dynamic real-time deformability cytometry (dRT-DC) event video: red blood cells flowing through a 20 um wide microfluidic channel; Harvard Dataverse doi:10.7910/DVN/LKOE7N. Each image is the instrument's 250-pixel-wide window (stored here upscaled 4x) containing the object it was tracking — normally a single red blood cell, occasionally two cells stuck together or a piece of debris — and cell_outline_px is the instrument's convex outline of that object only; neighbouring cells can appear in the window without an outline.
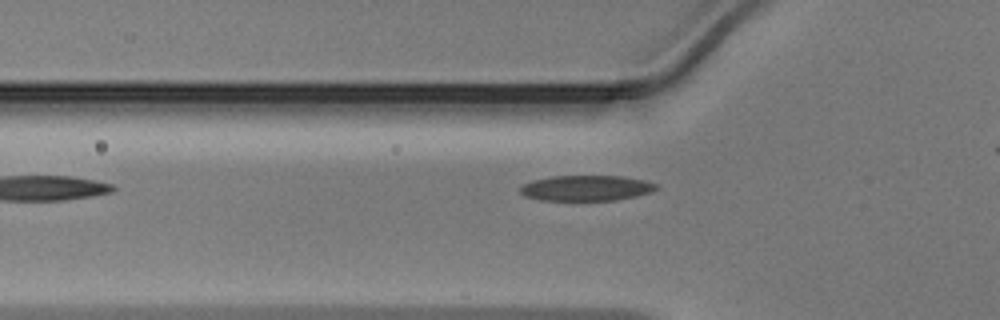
{"species": "Egyptian fruit bat (a non-hibernating species)", "species_latin": "Rousettus aegyptiacus", "temperature_condition": "warm", "stored_images_in_passage": 5, "camera_frame_rate_fps": 3000, "um_per_image_px": 0.085, "animal": {"sex": "male"}, "frame": {"image": 1, "passage_image": 3, "time_ms": 0.667, "image_size_px": [1000, 320], "cell_outline_px": [[660, 188], [652, 192], [636, 196], [616, 200], [540, 200], [524, 196], [520, 192], [520, 188], [532, 176], [624, 176], [644, 180], [656, 184]], "centroid_in_image_um": [49.77, 15.97], "position_along_channel_um": 76.0, "area_um2": 20.69}}